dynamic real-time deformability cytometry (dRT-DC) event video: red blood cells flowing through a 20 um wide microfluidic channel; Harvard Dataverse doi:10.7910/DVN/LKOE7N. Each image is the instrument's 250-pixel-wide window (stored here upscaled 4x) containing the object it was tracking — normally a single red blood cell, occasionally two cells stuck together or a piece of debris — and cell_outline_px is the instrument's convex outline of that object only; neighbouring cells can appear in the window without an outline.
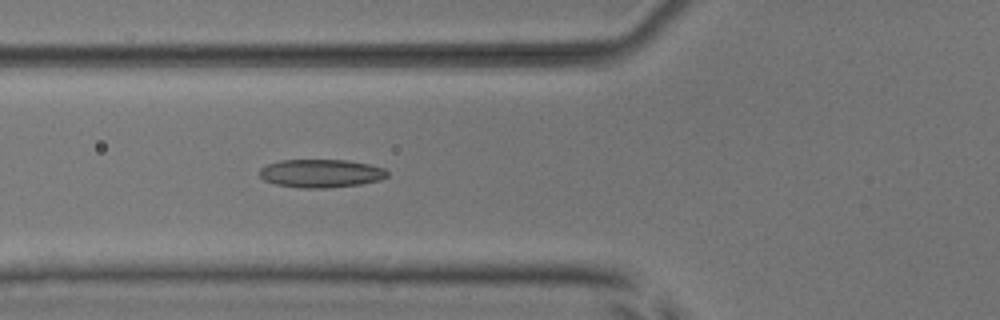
{"species": "common noctule bat (a hibernating species)", "species_latin": "Nyctalus noctula", "temperature_condition": "room temperature", "stored_images_in_passage": 4, "camera_frame_rate_fps": 3000, "um_per_image_px": 0.085, "animal": {"sex": "male", "body_mass_g": 17.9, "forearm_length_mm": 54.2}, "frame": {"image": 1, "passage_image": 4, "time_ms": 3.667, "image_size_px": [1000, 320], "cell_outline_px": [[388, 176], [380, 180], [360, 184], [324, 188], [300, 188], [276, 184], [264, 180], [260, 176], [260, 168], [268, 164], [280, 160], [348, 160], [368, 164], [384, 168], [388, 172]], "centroid_in_image_um": [27.28, 14.73], "position_along_channel_um": 98.5, "area_um2": 20.98}}